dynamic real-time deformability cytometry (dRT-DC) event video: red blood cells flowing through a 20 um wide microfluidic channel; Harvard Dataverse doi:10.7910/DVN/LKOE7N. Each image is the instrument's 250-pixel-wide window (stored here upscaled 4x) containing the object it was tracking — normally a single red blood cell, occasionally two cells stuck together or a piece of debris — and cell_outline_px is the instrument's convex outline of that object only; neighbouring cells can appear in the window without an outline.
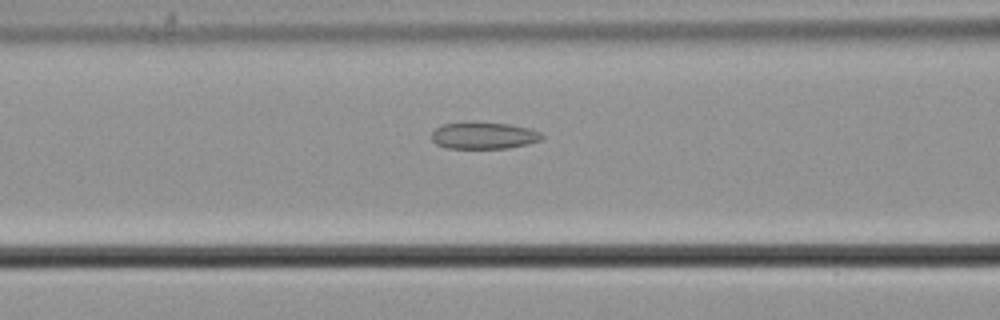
{"species": "common noctule bat (a hibernating species)", "species_latin": "Nyctalus noctula", "temperature_condition": "cold", "stored_images_in_passage": 38, "camera_frame_rate_fps": 3000, "um_per_image_px": 0.085, "animal": {"sex": "male", "body_mass_g": 21.5, "forearm_length_mm": 52.0}, "frame": {"image": 1, "passage_image": 15, "time_ms": 4.667, "image_size_px": [1000, 320], "cell_outline_px": [[544, 136], [540, 140], [528, 144], [508, 148], [448, 148], [436, 144], [432, 140], [432, 132], [440, 124], [468, 120], [476, 120], [508, 124], [532, 128], [540, 132]], "centroid_in_image_um": [41.1, 11.48], "position_along_channel_um": 125.5, "area_um2": 17.86}}
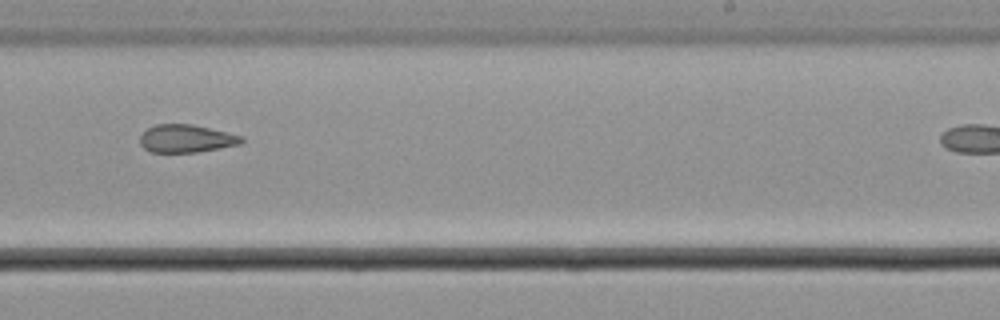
{"frame": {"image": 2, "passage_image": 27, "time_ms": 8.667, "image_size_px": [1000, 320], "cell_outline_px": [[244, 140], [240, 144], [196, 152], [152, 152], [144, 148], [140, 144], [140, 136], [148, 128], [156, 124], [192, 124], [244, 136]], "centroid_in_image_um": [15.83, 11.77], "position_along_channel_um": 273.2, "area_um2": 16.36}}
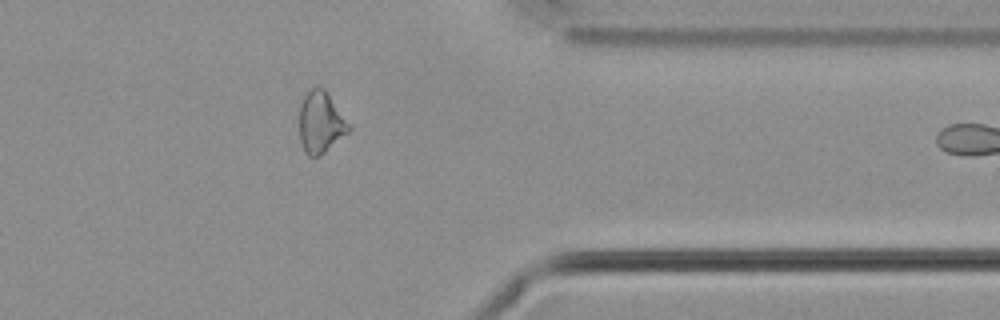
{"frame": {"image": 3, "passage_image": 37, "time_ms": 12.0, "image_size_px": [1000, 320], "cell_outline_px": [[352, 128], [348, 132], [324, 152], [316, 156], [308, 156], [304, 152], [300, 140], [300, 104], [308, 88], [316, 84], [324, 88]], "centroid_in_image_um": [27.23, 10.35], "position_along_channel_um": 384.2, "area_um2": 17.63}}